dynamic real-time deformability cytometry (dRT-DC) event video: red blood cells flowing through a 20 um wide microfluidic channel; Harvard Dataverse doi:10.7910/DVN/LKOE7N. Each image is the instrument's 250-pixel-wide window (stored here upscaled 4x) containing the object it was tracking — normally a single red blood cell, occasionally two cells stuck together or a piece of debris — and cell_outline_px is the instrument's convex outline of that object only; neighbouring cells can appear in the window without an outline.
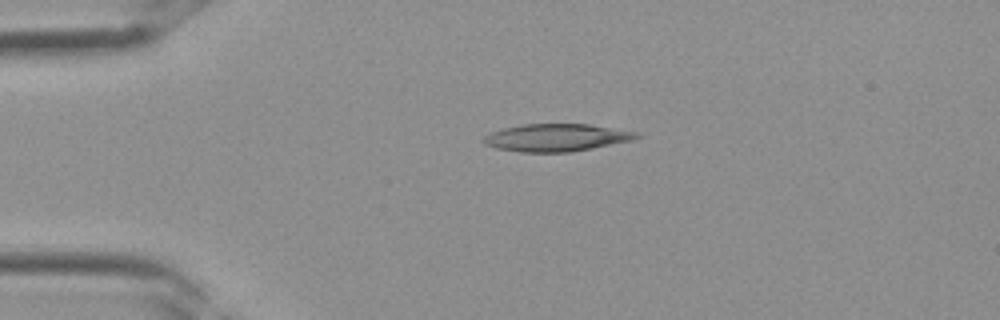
{"species": "Egyptian fruit bat (a non-hibernating species)", "species_latin": "Rousettus aegyptiacus", "temperature_condition": "room temperature", "stored_images_in_passage": 2, "camera_frame_rate_fps": 3000, "um_per_image_px": 0.085, "frame": {"image": 1, "passage_image": 1, "time_ms": 0.0, "image_size_px": [1000, 320], "cell_outline_px": [[644, 136], [632, 140], [572, 152], [520, 152], [496, 148], [484, 144], [484, 136], [488, 132], [520, 124], [588, 124], [640, 132]], "centroid_in_image_um": [47.31, 11.69], "position_along_channel_um": 37.7, "area_um2": 24.68}}